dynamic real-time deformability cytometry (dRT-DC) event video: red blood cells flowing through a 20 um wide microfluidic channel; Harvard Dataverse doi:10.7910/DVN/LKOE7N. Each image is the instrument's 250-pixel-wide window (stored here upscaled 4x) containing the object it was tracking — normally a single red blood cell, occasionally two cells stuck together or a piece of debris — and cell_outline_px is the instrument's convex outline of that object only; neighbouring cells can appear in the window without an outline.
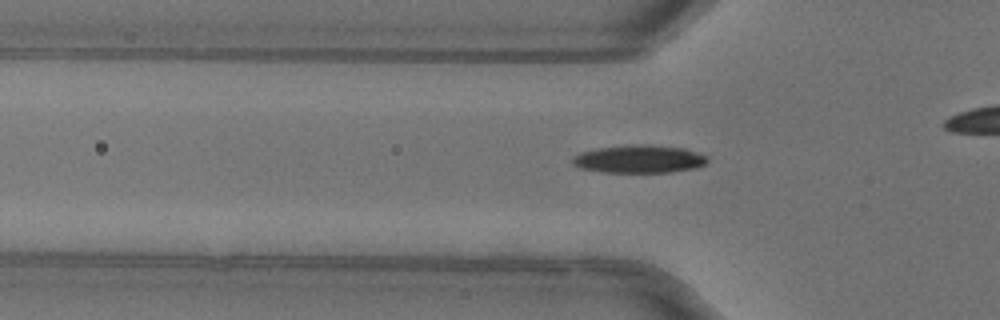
{"species": "common noctule bat (a hibernating species)", "species_latin": "Nyctalus noctula", "temperature_condition": "warm", "stored_images_in_passage": 29, "camera_frame_rate_fps": 3000, "um_per_image_px": 0.085, "animal": {"sex": "female"}, "frame": {"image": 1, "passage_image": 5, "time_ms": 1.333, "image_size_px": [1000, 320], "cell_outline_px": [[708, 160], [704, 164], [696, 168], [668, 172], [604, 172], [580, 168], [572, 164], [572, 156], [580, 152], [596, 148], [628, 144], [648, 144], [684, 148], [708, 156]], "centroid_in_image_um": [54.3, 13.5], "position_along_channel_um": 71.5, "area_um2": 22.14}}